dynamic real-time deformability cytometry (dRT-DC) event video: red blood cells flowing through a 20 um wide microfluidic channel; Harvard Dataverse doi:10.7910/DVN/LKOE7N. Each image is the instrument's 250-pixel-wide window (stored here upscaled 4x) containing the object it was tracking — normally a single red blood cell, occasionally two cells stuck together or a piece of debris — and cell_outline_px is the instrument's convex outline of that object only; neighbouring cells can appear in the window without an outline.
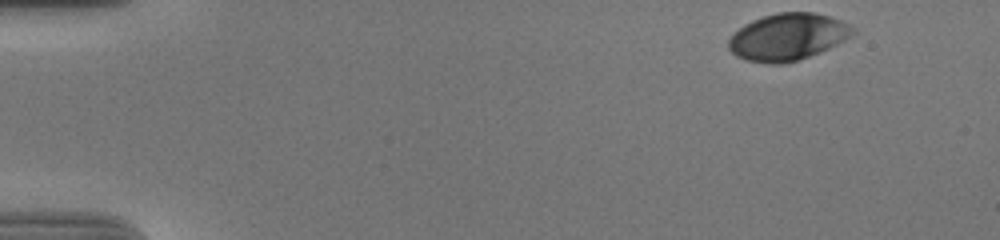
{"species": "human", "species_latin": "Homo sapiens", "temperature_condition": "cold", "stored_images_in_passage": 43, "camera_frame_rate_fps": 3000, "um_per_image_px": 0.085, "donor": {"sex": "male"}, "frame": {"image": 1, "passage_image": 1, "time_ms": 0.0, "image_size_px": [1000, 240], "cell_outline_px": [[856, 32], [852, 36], [828, 48], [808, 56], [796, 60], [780, 64], [768, 64], [744, 60], [736, 56], [728, 48], [728, 40], [744, 24], [752, 20], [776, 12], [812, 12], [828, 16], [840, 20], [856, 28]], "centroid_in_image_um": [66.95, 3.13], "position_along_channel_um": 18.1, "area_um2": 33.81}}
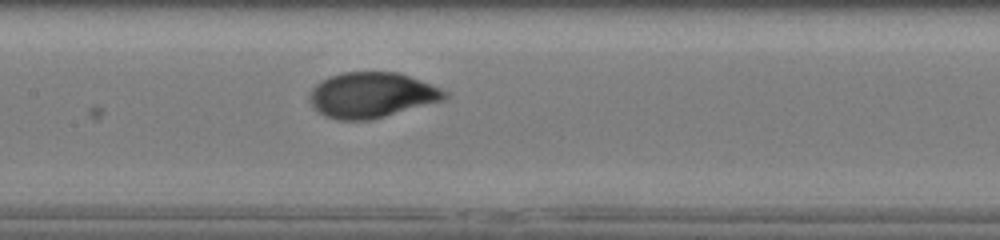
{"frame": {"image": 2, "passage_image": 24, "time_ms": 7.667, "image_size_px": [1000, 240], "cell_outline_px": [[448, 96], [444, 100], [372, 120], [336, 120], [324, 116], [308, 100], [308, 96], [312, 88], [320, 80], [328, 76], [344, 72], [396, 72], [420, 80], [440, 88], [448, 92]], "centroid_in_image_um": [31.57, 8.08], "position_along_channel_um": 175.8, "area_um2": 35.84}}
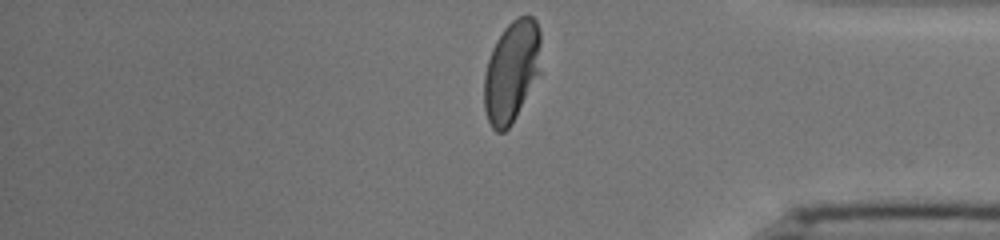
{"frame": {"image": 3, "passage_image": 43, "time_ms": 14.0, "image_size_px": [1000, 240], "cell_outline_px": [[540, 72], [512, 124], [504, 132], [496, 132], [492, 128], [488, 120], [484, 108], [484, 76], [488, 60], [492, 48], [496, 40], [504, 28], [516, 16], [532, 16], [536, 20], [540, 28]], "centroid_in_image_um": [43.48, 6.06], "position_along_channel_um": 391.7, "area_um2": 33.76}, "authors_computed_cell_mechanics": {"area_um2": 34.7378, "velocity_mm_per_s": 3.6718, "shape_relaxation_time_tau1_ms": 3.6383, "shape_relaxation_time_tau2_ms": null, "deformation_change_tau1": 0.1788, "deformation_change_tau2": null}}